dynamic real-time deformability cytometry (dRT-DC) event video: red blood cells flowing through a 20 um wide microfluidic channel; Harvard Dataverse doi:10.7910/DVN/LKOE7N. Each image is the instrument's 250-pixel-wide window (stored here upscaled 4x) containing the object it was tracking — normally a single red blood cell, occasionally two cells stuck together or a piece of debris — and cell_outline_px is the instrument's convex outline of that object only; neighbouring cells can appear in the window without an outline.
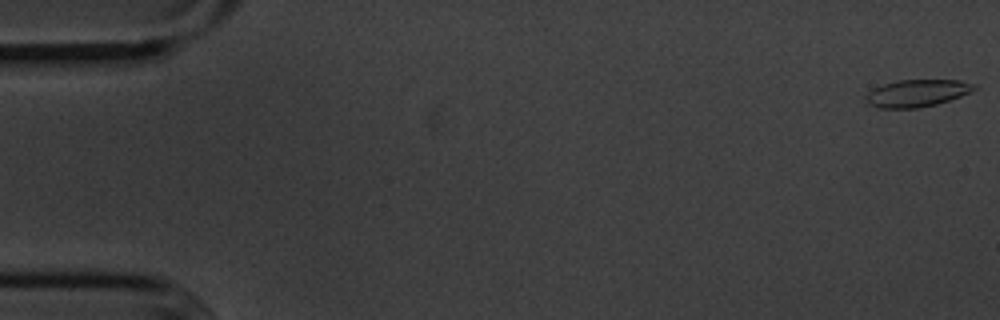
{"species": "common noctule bat (a hibernating species)", "species_latin": "Nyctalus noctula", "temperature_condition": "cold", "stored_images_in_passage": 51, "segment_of_instrument_passage": [1, 2], "camera_frame_rate_fps": 3000, "um_per_image_px": 0.085, "animal": {"sex": "male", "body_mass_g": 20.1, "forearm_length_mm": 53.5}, "frame": {"image": 1, "passage_image": 1, "time_ms": 0.0, "image_size_px": [1000, 320], "cell_outline_px": [[980, 88], [960, 96], [936, 104], [916, 108], [876, 108], [868, 104], [864, 96], [868, 92], [884, 84], [896, 80], [960, 80], [976, 84]], "centroid_in_image_um": [77.96, 7.91], "position_along_channel_um": 7.0, "area_um2": 17.22}}
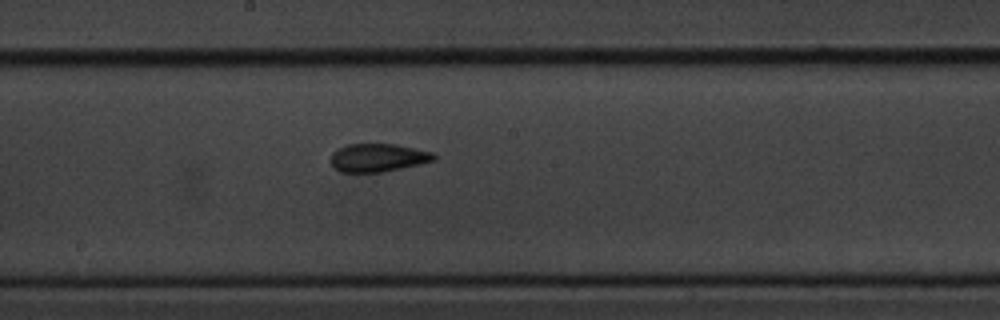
{"frame": {"image": 2, "passage_image": 30, "time_ms": 9.667, "image_size_px": [1000, 320], "cell_outline_px": [[436, 160], [420, 164], [380, 172], [340, 172], [332, 164], [332, 152], [348, 144], [396, 144], [436, 152]], "centroid_in_image_um": [32.19, 13.39], "position_along_channel_um": 216.0, "area_um2": 16.88}}
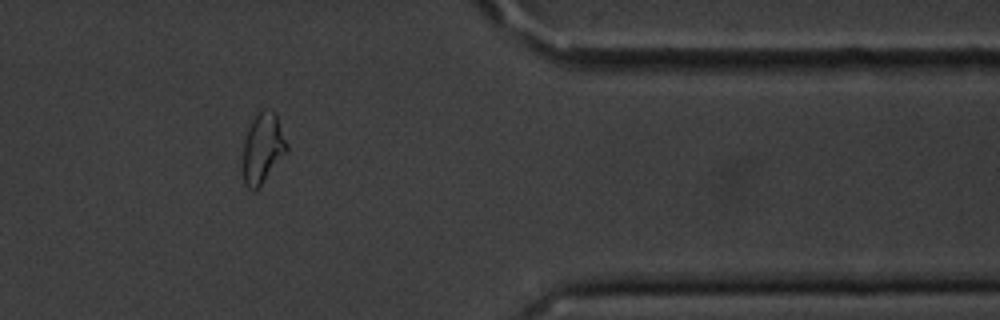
{"frame": {"image": 3, "passage_image": 46, "time_ms": 15.0, "image_size_px": [1000, 320], "cell_outline_px": [[288, 152], [260, 184], [252, 192], [244, 184], [244, 140], [248, 128], [252, 120], [264, 108], [272, 108], [276, 112], [288, 144]], "centroid_in_image_um": [22.37, 12.54], "position_along_channel_um": 389.0, "area_um2": 17.86}}